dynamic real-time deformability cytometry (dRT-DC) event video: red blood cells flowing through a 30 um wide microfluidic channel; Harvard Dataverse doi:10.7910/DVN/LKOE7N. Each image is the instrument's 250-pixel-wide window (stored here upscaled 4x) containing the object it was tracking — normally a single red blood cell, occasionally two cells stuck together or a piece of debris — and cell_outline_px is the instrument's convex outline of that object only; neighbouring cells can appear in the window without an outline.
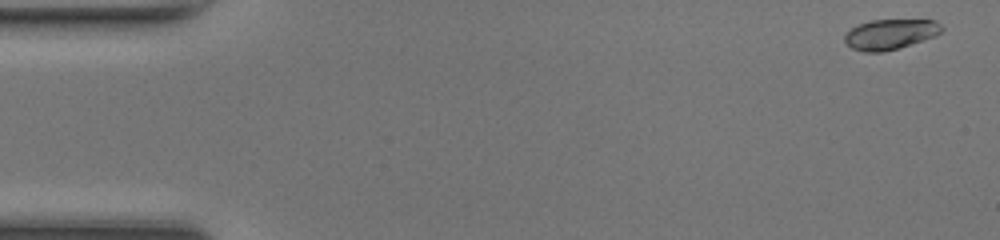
{"species": "common noctule bat (a hibernating species)", "species_latin": "Nyctalus noctula", "temperature_condition": "room temperature", "stored_images_in_passage": 47, "camera_frame_rate_fps": 3000, "um_per_image_px": 0.085, "animal": {"sex": "female", "body_mass_g": 17.0, "forearm_length_mm": 48.0}, "frame": {"image": 1, "passage_image": 1, "time_ms": 0.0, "image_size_px": [1000, 240], "cell_outline_px": [[944, 28], [936, 36], [900, 48], [884, 52], [864, 52], [852, 48], [844, 40], [844, 36], [852, 28], [860, 24], [872, 20], [936, 20]], "centroid_in_image_um": [75.7, 2.92], "position_along_channel_um": 9.3, "area_um2": 17.05}}
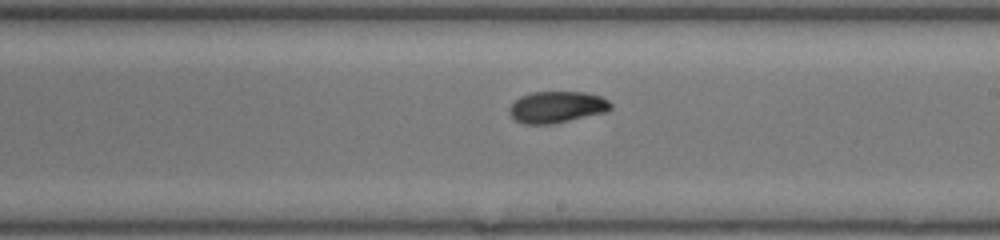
{"frame": {"image": 2, "passage_image": 27, "time_ms": 8.667, "image_size_px": [1000, 240], "cell_outline_px": [[612, 108], [608, 112], [552, 124], [524, 124], [516, 120], [508, 112], [508, 108], [520, 96], [532, 92], [584, 92], [600, 96], [608, 100], [612, 104]], "centroid_in_image_um": [47.35, 9.1], "position_along_channel_um": 241.6, "area_um2": 18.73}}
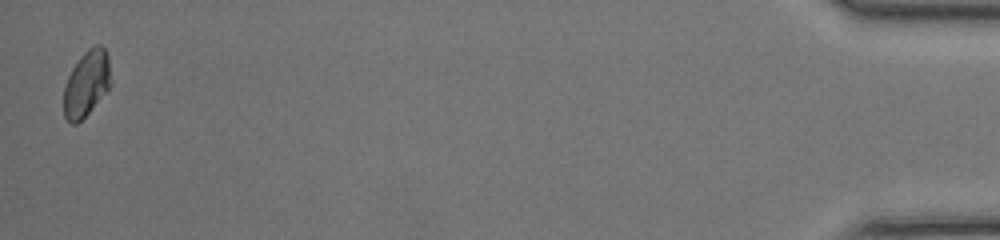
{"frame": {"image": 3, "passage_image": 47, "time_ms": 15.333, "image_size_px": [1000, 240], "cell_outline_px": [[112, 84], [88, 112], [76, 124], [72, 124], [64, 116], [64, 84], [72, 68], [80, 56], [88, 48], [96, 44], [100, 44], [104, 48], [108, 56]], "centroid_in_image_um": [7.36, 7.06], "position_along_channel_um": 427.8, "area_um2": 17.98}, "authors_computed_cell_mechanics": {"area_um2": 18.2648, "velocity_mm_per_s": 4.2999, "shape_relaxation_time_tau1_ms": 1.9036, "shape_relaxation_time_tau2_ms": 1.7685, "deformation_change_tau1": 0.0791, "deformation_change_tau2": 0.036}}